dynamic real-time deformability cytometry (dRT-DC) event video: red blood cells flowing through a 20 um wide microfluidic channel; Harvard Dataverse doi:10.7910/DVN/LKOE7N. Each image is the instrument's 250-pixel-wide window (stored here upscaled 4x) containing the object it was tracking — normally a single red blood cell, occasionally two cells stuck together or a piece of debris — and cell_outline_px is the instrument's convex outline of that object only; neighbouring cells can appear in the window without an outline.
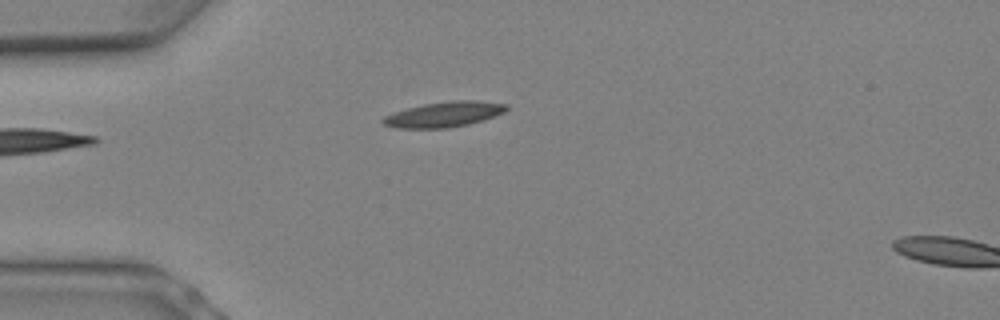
{"species": "Egyptian fruit bat (a non-hibernating species)", "species_latin": "Rousettus aegyptiacus", "temperature_condition": "warm", "stored_images_in_passage": 7, "camera_frame_rate_fps": 3000, "um_per_image_px": 0.085, "animal": {"sex": "female"}, "frame": {"image": 1, "passage_image": 7, "time_ms": 2.0, "image_size_px": [1000, 320], "cell_outline_px": [[508, 108], [504, 112], [496, 116], [484, 120], [468, 124], [448, 128], [396, 128], [384, 124], [380, 120], [384, 116], [408, 108], [424, 104], [452, 100], [476, 100], [508, 104]], "centroid_in_image_um": [37.78, 9.72], "position_along_channel_um": 47.2, "area_um2": 18.21}}